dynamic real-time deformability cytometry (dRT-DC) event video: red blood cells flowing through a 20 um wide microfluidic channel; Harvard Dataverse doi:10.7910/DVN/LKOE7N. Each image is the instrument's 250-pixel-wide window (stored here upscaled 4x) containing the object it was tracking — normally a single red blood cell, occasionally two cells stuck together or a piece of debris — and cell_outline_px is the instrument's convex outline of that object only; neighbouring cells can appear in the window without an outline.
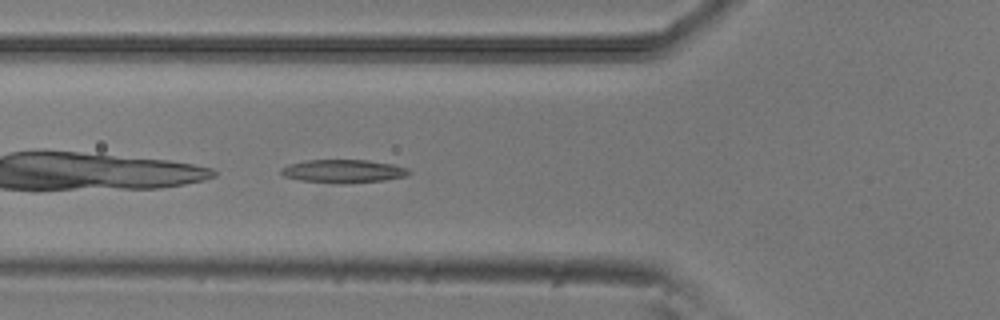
{"species": "common noctule bat (a hibernating species)", "species_latin": "Nyctalus noctula", "temperature_condition": "room temperature", "stored_images_in_passage": 40, "camera_frame_rate_fps": 3000, "um_per_image_px": 0.085, "animal": {"sex": "male", "body_mass_g": 20.5, "forearm_length_mm": 52.5}, "frame": {"image": 1, "passage_image": 12, "time_ms": 3.667, "image_size_px": [1000, 320], "cell_outline_px": [[412, 172], [408, 176], [384, 180], [300, 180], [284, 176], [280, 172], [280, 168], [288, 164], [308, 160], [368, 160], [392, 164], [408, 168]], "centroid_in_image_um": [29.21, 14.49], "position_along_channel_um": 96.6, "area_um2": 16.18}}
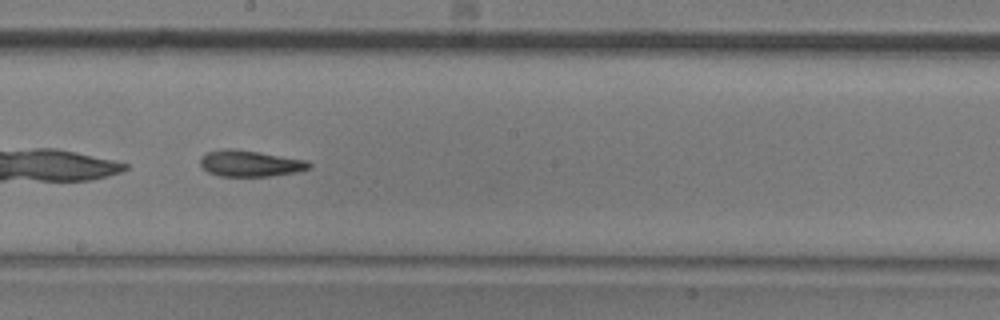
{"frame": {"image": 2, "passage_image": 22, "time_ms": 7.0, "image_size_px": [1000, 320], "cell_outline_px": [[312, 168], [296, 172], [268, 176], [220, 176], [208, 172], [200, 164], [200, 160], [208, 152], [224, 148], [232, 148], [260, 152], [308, 160], [312, 164]], "centroid_in_image_um": [21.31, 13.89], "position_along_channel_um": 226.9, "area_um2": 16.65}}
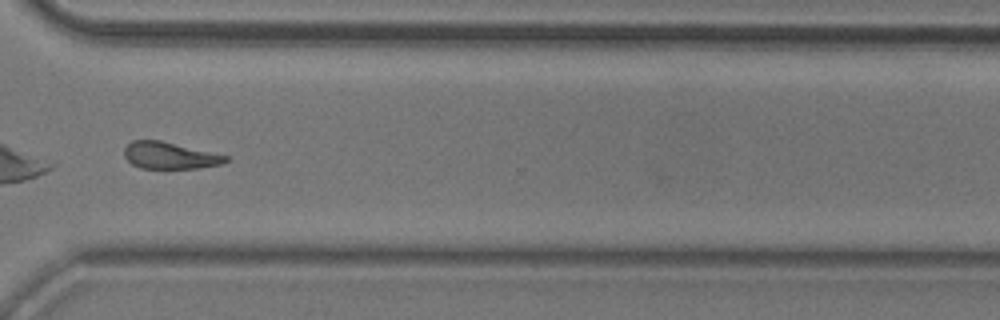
{"frame": {"image": 3, "passage_image": 32, "time_ms": 10.333, "image_size_px": [1000, 320], "cell_outline_px": [[228, 160], [224, 164], [196, 168], [140, 168], [132, 164], [124, 156], [124, 148], [132, 140], [160, 140], [228, 156]], "centroid_in_image_um": [14.41, 13.22], "position_along_channel_um": 356.2, "area_um2": 15.72}}